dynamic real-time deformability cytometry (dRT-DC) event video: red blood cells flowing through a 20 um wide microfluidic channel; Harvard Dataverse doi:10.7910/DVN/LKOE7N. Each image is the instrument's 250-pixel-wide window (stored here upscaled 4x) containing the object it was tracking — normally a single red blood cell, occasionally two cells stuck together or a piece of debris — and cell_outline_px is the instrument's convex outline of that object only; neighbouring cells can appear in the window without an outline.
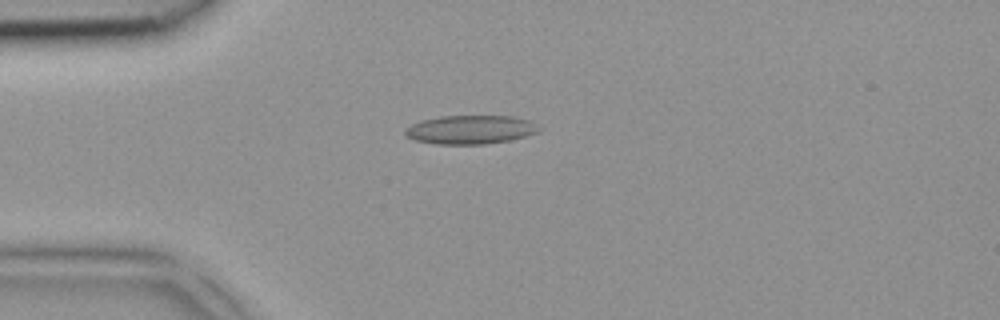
{"species": "common noctule bat (a hibernating species)", "species_latin": "Nyctalus noctula", "temperature_condition": "room temperature", "stored_images_in_passage": 5, "camera_frame_rate_fps": 3000, "um_per_image_px": 0.085, "animal": {"sex": "female", "body_mass_g": 18.4}, "frame": {"image": 1, "passage_image": 3, "time_ms": 0.667, "image_size_px": [1000, 320], "cell_outline_px": [[544, 128], [540, 132], [512, 140], [484, 144], [436, 144], [416, 140], [408, 136], [404, 132], [404, 128], [420, 120], [440, 116], [512, 116], [528, 120]], "centroid_in_image_um": [40.03, 11.02], "position_along_channel_um": 45.0, "area_um2": 22.6}}